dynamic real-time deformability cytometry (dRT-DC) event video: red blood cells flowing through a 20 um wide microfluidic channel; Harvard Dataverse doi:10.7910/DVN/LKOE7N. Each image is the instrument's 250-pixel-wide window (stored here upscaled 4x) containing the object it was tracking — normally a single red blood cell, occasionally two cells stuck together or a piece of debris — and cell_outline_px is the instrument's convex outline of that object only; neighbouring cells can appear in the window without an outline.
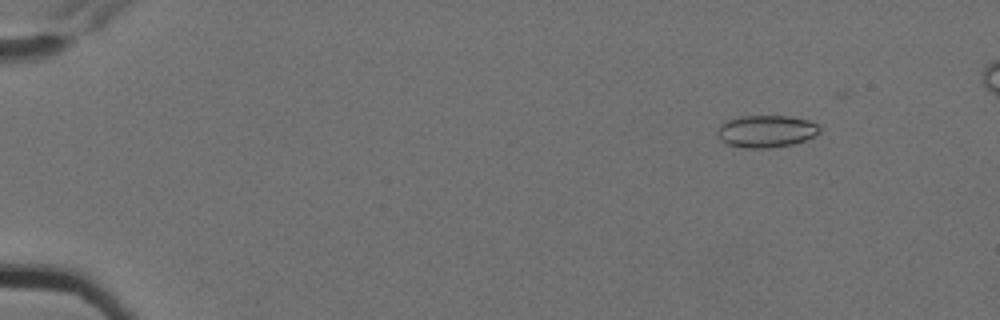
{"species": "Egyptian fruit bat (a non-hibernating species)", "species_latin": "Rousettus aegyptiacus", "temperature_condition": "cold", "stored_images_in_passage": 5, "camera_frame_rate_fps": 3000, "um_per_image_px": 0.085, "animal": {"sex": "female"}, "frame": {"image": 1, "passage_image": 2, "time_ms": 0.333, "image_size_px": [1000, 320], "cell_outline_px": [[820, 132], [804, 140], [792, 144], [768, 148], [744, 148], [728, 144], [720, 140], [716, 132], [720, 124], [728, 120], [740, 116], [788, 116], [808, 120], [820, 124]], "centroid_in_image_um": [65.11, 11.15], "position_along_channel_um": 19.9, "area_um2": 19.19}}